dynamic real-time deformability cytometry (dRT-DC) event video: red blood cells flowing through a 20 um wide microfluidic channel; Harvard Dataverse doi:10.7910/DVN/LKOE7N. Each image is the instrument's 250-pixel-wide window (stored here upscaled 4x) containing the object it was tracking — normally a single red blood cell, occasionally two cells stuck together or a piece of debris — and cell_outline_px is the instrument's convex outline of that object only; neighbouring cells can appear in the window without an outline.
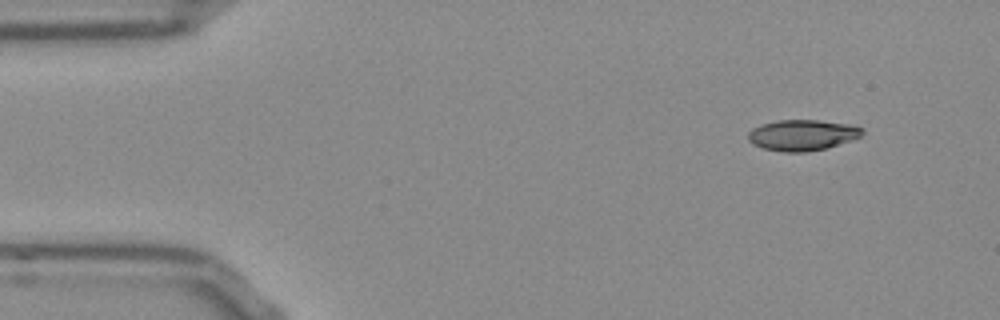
{"species": "Egyptian fruit bat (a non-hibernating species)", "species_latin": "Rousettus aegyptiacus", "temperature_condition": "room temperature", "stored_images_in_passage": 49, "camera_frame_rate_fps": 3000, "um_per_image_px": 0.085, "frame": {"image": 1, "passage_image": 1, "time_ms": 0.0, "image_size_px": [1000, 320], "cell_outline_px": [[864, 132], [860, 136], [852, 140], [824, 148], [808, 152], [780, 152], [764, 148], [752, 144], [748, 140], [748, 132], [752, 128], [760, 124], [776, 120], [816, 120], [848, 124], [864, 128]], "centroid_in_image_um": [68.16, 11.48], "position_along_channel_um": 16.8, "area_um2": 20.58}}
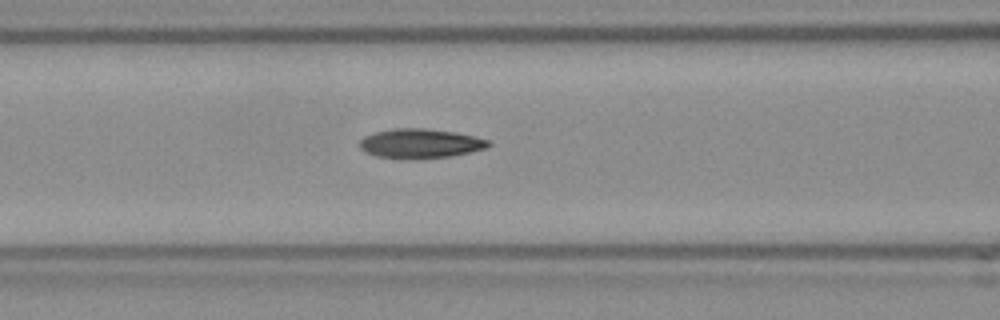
{"frame": {"image": 2, "passage_image": 17, "time_ms": 5.333, "image_size_px": [1000, 320], "cell_outline_px": [[492, 144], [488, 148], [448, 156], [412, 160], [400, 160], [376, 156], [364, 152], [360, 148], [360, 140], [364, 136], [376, 132], [392, 128], [424, 128], [456, 132], [476, 136], [488, 140]], "centroid_in_image_um": [35.7, 12.21], "position_along_channel_um": 130.9, "area_um2": 22.48}}
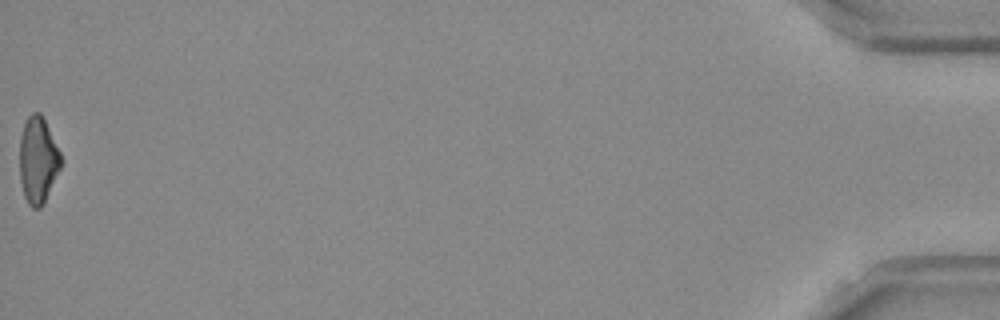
{"frame": {"image": 3, "passage_image": 49, "time_ms": 16.0, "image_size_px": [1000, 320], "cell_outline_px": [[60, 168], [40, 208], [32, 208], [28, 204], [24, 196], [20, 180], [20, 136], [24, 124], [28, 116], [32, 112], [40, 112], [60, 152]], "centroid_in_image_um": [3.19, 13.59], "position_along_channel_um": 432.0, "area_um2": 20.29}, "authors_computed_cell_mechanics": {"area_um2": 21.3282, "velocity_mm_per_s": 3.8153, "shape_relaxation_time_tau1_ms": 8.975, "shape_relaxation_time_tau2_ms": 3.8723, "deformation_change_tau1": 0.2128, "deformation_change_tau2": 0.1055}}